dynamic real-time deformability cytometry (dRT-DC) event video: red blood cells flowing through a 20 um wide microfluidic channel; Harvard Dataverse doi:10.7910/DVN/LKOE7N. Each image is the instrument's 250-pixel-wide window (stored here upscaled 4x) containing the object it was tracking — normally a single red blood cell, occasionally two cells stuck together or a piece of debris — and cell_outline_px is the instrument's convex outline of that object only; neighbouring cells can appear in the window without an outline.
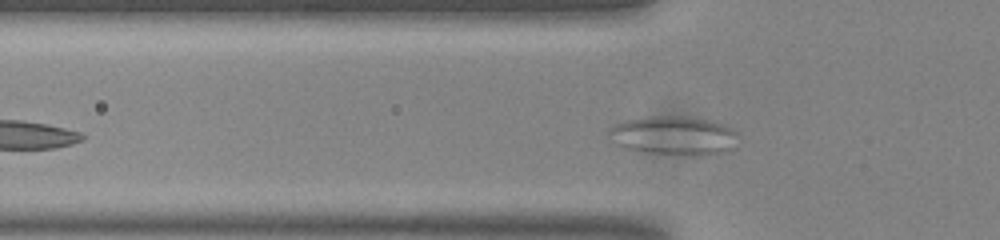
{"species": "common noctule bat (a hibernating species)", "species_latin": "Nyctalus noctula", "temperature_condition": "room temperature", "stored_images_in_passage": 39, "camera_frame_rate_fps": 3000, "um_per_image_px": 0.085, "animal": {"sex": "male", "body_mass_g": 20.0, "forearm_length_mm": 53.3}, "frame": {"image": 1, "passage_image": 9, "time_ms": 2.667, "image_size_px": [1000, 240], "cell_outline_px": [[736, 132], [728, 148], [724, 152], [708, 156], [692, 156], [652, 152], [628, 148], [616, 144], [608, 132], [608, 128], [624, 120], [652, 116], [684, 116], [708, 120], [724, 124], [732, 128]], "centroid_in_image_um": [57.24, 11.51], "position_along_channel_um": 68.6, "area_um2": 28.78}}
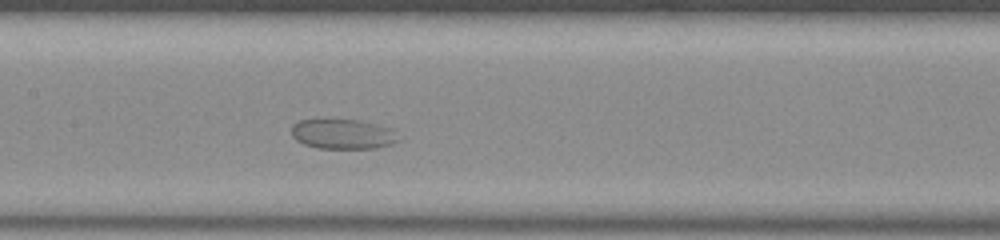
{"frame": {"image": 2, "passage_image": 18, "time_ms": 5.667, "image_size_px": [1000, 240], "cell_outline_px": [[400, 140], [392, 144], [376, 148], [316, 148], [304, 144], [296, 140], [292, 136], [292, 124], [300, 120], [360, 120], [392, 128]], "centroid_in_image_um": [29.15, 11.4], "position_along_channel_um": 178.2, "area_um2": 18.61}}
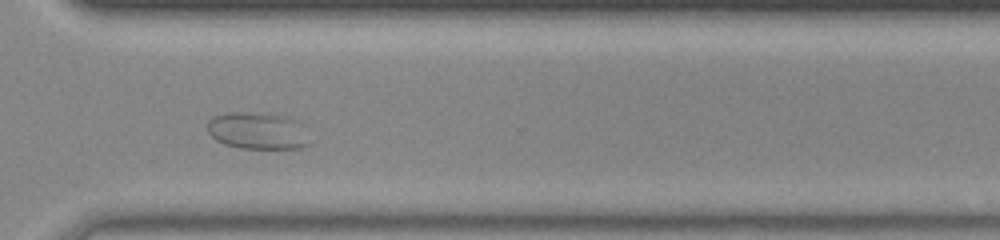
{"frame": {"image": 3, "passage_image": 32, "time_ms": 10.333, "image_size_px": [1000, 240], "cell_outline_px": [[312, 144], [300, 148], [240, 148], [224, 144], [216, 140], [208, 132], [208, 120], [216, 116], [232, 112], [248, 112], [288, 116], [296, 120]], "centroid_in_image_um": [21.89, 11.13], "position_along_channel_um": 348.7, "area_um2": 21.79}}